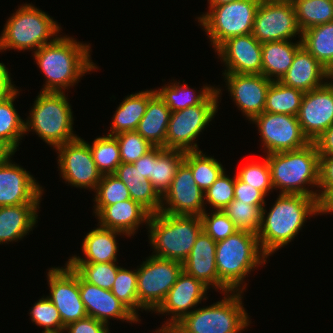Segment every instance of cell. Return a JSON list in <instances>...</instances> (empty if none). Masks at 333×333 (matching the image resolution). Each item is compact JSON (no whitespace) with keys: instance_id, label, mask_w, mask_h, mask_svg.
<instances>
[{"instance_id":"6da1fadb","label":"cell","mask_w":333,"mask_h":333,"mask_svg":"<svg viewBox=\"0 0 333 333\" xmlns=\"http://www.w3.org/2000/svg\"><path fill=\"white\" fill-rule=\"evenodd\" d=\"M90 52L89 43L62 34L35 51L33 58L46 78L41 92H65L76 86L82 76L98 69Z\"/></svg>"},{"instance_id":"7a4b0ae2","label":"cell","mask_w":333,"mask_h":333,"mask_svg":"<svg viewBox=\"0 0 333 333\" xmlns=\"http://www.w3.org/2000/svg\"><path fill=\"white\" fill-rule=\"evenodd\" d=\"M317 200L318 197L279 193L269 212L265 206L262 208L257 237L268 258L294 240L307 218L318 215Z\"/></svg>"},{"instance_id":"3957f363","label":"cell","mask_w":333,"mask_h":333,"mask_svg":"<svg viewBox=\"0 0 333 333\" xmlns=\"http://www.w3.org/2000/svg\"><path fill=\"white\" fill-rule=\"evenodd\" d=\"M267 258L260 248L257 234L250 231L238 230L217 242L215 260L220 293L244 292L247 286L244 278L266 264Z\"/></svg>"},{"instance_id":"277c9868","label":"cell","mask_w":333,"mask_h":333,"mask_svg":"<svg viewBox=\"0 0 333 333\" xmlns=\"http://www.w3.org/2000/svg\"><path fill=\"white\" fill-rule=\"evenodd\" d=\"M266 157L273 188L280 189V194L318 197V190L313 188H319L320 154L314 142L298 150L267 154Z\"/></svg>"},{"instance_id":"5b68a950","label":"cell","mask_w":333,"mask_h":333,"mask_svg":"<svg viewBox=\"0 0 333 333\" xmlns=\"http://www.w3.org/2000/svg\"><path fill=\"white\" fill-rule=\"evenodd\" d=\"M148 228L151 255L183 263L189 256L202 222L197 215L151 214ZM154 253V254H153Z\"/></svg>"},{"instance_id":"8992f818","label":"cell","mask_w":333,"mask_h":333,"mask_svg":"<svg viewBox=\"0 0 333 333\" xmlns=\"http://www.w3.org/2000/svg\"><path fill=\"white\" fill-rule=\"evenodd\" d=\"M15 11L1 32L0 52L17 49L34 53L60 35L61 25L32 3H23Z\"/></svg>"},{"instance_id":"52a82bcc","label":"cell","mask_w":333,"mask_h":333,"mask_svg":"<svg viewBox=\"0 0 333 333\" xmlns=\"http://www.w3.org/2000/svg\"><path fill=\"white\" fill-rule=\"evenodd\" d=\"M65 94L40 91L25 120V134L35 132L53 149L78 138L73 131L72 107Z\"/></svg>"},{"instance_id":"ba28073f","label":"cell","mask_w":333,"mask_h":333,"mask_svg":"<svg viewBox=\"0 0 333 333\" xmlns=\"http://www.w3.org/2000/svg\"><path fill=\"white\" fill-rule=\"evenodd\" d=\"M243 293H224L222 300L210 306L195 308L175 327L181 333H241L251 323L243 307Z\"/></svg>"},{"instance_id":"9c48e42d","label":"cell","mask_w":333,"mask_h":333,"mask_svg":"<svg viewBox=\"0 0 333 333\" xmlns=\"http://www.w3.org/2000/svg\"><path fill=\"white\" fill-rule=\"evenodd\" d=\"M260 2L261 0H236L209 8L208 12L197 17L213 50L216 51L230 38L252 34Z\"/></svg>"},{"instance_id":"30bf717a","label":"cell","mask_w":333,"mask_h":333,"mask_svg":"<svg viewBox=\"0 0 333 333\" xmlns=\"http://www.w3.org/2000/svg\"><path fill=\"white\" fill-rule=\"evenodd\" d=\"M221 88L216 90L202 103L183 110L171 112L166 135V149L184 152L201 151L195 142L202 131L218 112Z\"/></svg>"},{"instance_id":"8fae6325","label":"cell","mask_w":333,"mask_h":333,"mask_svg":"<svg viewBox=\"0 0 333 333\" xmlns=\"http://www.w3.org/2000/svg\"><path fill=\"white\" fill-rule=\"evenodd\" d=\"M183 270V263L150 255L137 267L139 305L146 312H155L165 300Z\"/></svg>"},{"instance_id":"7c38bea8","label":"cell","mask_w":333,"mask_h":333,"mask_svg":"<svg viewBox=\"0 0 333 333\" xmlns=\"http://www.w3.org/2000/svg\"><path fill=\"white\" fill-rule=\"evenodd\" d=\"M57 165L64 182L80 189L95 191L102 179L92 156L89 143L78 137L55 148Z\"/></svg>"},{"instance_id":"4fadbf2b","label":"cell","mask_w":333,"mask_h":333,"mask_svg":"<svg viewBox=\"0 0 333 333\" xmlns=\"http://www.w3.org/2000/svg\"><path fill=\"white\" fill-rule=\"evenodd\" d=\"M251 122L258 128L265 155L298 150L311 143L304 135L297 116L263 112Z\"/></svg>"},{"instance_id":"5bb4252c","label":"cell","mask_w":333,"mask_h":333,"mask_svg":"<svg viewBox=\"0 0 333 333\" xmlns=\"http://www.w3.org/2000/svg\"><path fill=\"white\" fill-rule=\"evenodd\" d=\"M252 35L260 42L292 40L302 31L297 23L293 3L261 0L255 14Z\"/></svg>"},{"instance_id":"9a60e30c","label":"cell","mask_w":333,"mask_h":333,"mask_svg":"<svg viewBox=\"0 0 333 333\" xmlns=\"http://www.w3.org/2000/svg\"><path fill=\"white\" fill-rule=\"evenodd\" d=\"M63 267H52L48 270L50 293L47 297L58 309L65 327L88 315L80 296L79 275L68 263Z\"/></svg>"},{"instance_id":"2e32d148","label":"cell","mask_w":333,"mask_h":333,"mask_svg":"<svg viewBox=\"0 0 333 333\" xmlns=\"http://www.w3.org/2000/svg\"><path fill=\"white\" fill-rule=\"evenodd\" d=\"M297 119L310 142H315L333 125V85L329 80L304 93Z\"/></svg>"},{"instance_id":"e0dca14e","label":"cell","mask_w":333,"mask_h":333,"mask_svg":"<svg viewBox=\"0 0 333 333\" xmlns=\"http://www.w3.org/2000/svg\"><path fill=\"white\" fill-rule=\"evenodd\" d=\"M206 286L202 281L195 279L184 270L179 274L176 283L171 287L165 300L154 313L171 315L165 324L174 327L186 315L190 314L199 304L206 301L209 296ZM194 308V309H192Z\"/></svg>"},{"instance_id":"ac0fdd59","label":"cell","mask_w":333,"mask_h":333,"mask_svg":"<svg viewBox=\"0 0 333 333\" xmlns=\"http://www.w3.org/2000/svg\"><path fill=\"white\" fill-rule=\"evenodd\" d=\"M205 210L204 193L196 184L191 169L183 162L162 196L160 212L200 216Z\"/></svg>"},{"instance_id":"d6986e66","label":"cell","mask_w":333,"mask_h":333,"mask_svg":"<svg viewBox=\"0 0 333 333\" xmlns=\"http://www.w3.org/2000/svg\"><path fill=\"white\" fill-rule=\"evenodd\" d=\"M44 189L33 175L10 159L0 161V207L40 203Z\"/></svg>"},{"instance_id":"ffe728a7","label":"cell","mask_w":333,"mask_h":333,"mask_svg":"<svg viewBox=\"0 0 333 333\" xmlns=\"http://www.w3.org/2000/svg\"><path fill=\"white\" fill-rule=\"evenodd\" d=\"M226 90L238 110L251 121L264 112L267 92L272 80L262 74L222 73Z\"/></svg>"},{"instance_id":"44dd1931","label":"cell","mask_w":333,"mask_h":333,"mask_svg":"<svg viewBox=\"0 0 333 333\" xmlns=\"http://www.w3.org/2000/svg\"><path fill=\"white\" fill-rule=\"evenodd\" d=\"M215 53L226 67L223 73L261 74L262 43L252 34L226 40Z\"/></svg>"},{"instance_id":"7402d4cb","label":"cell","mask_w":333,"mask_h":333,"mask_svg":"<svg viewBox=\"0 0 333 333\" xmlns=\"http://www.w3.org/2000/svg\"><path fill=\"white\" fill-rule=\"evenodd\" d=\"M79 291L89 317L109 325L110 319L139 323V320L112 292L90 284L79 276Z\"/></svg>"},{"instance_id":"603a6c76","label":"cell","mask_w":333,"mask_h":333,"mask_svg":"<svg viewBox=\"0 0 333 333\" xmlns=\"http://www.w3.org/2000/svg\"><path fill=\"white\" fill-rule=\"evenodd\" d=\"M150 216L145 207L132 199L104 206L95 215L100 227L120 231L127 237L134 236L142 223L147 227Z\"/></svg>"},{"instance_id":"cb8c5ba5","label":"cell","mask_w":333,"mask_h":333,"mask_svg":"<svg viewBox=\"0 0 333 333\" xmlns=\"http://www.w3.org/2000/svg\"><path fill=\"white\" fill-rule=\"evenodd\" d=\"M217 243L203 230L197 236L188 258L183 262V270L202 281L209 288L220 291L215 260ZM211 286V287H210Z\"/></svg>"},{"instance_id":"d4e9b609","label":"cell","mask_w":333,"mask_h":333,"mask_svg":"<svg viewBox=\"0 0 333 333\" xmlns=\"http://www.w3.org/2000/svg\"><path fill=\"white\" fill-rule=\"evenodd\" d=\"M329 74L330 72L301 46L279 82L305 93L325 84V81L329 80Z\"/></svg>"},{"instance_id":"484cf974","label":"cell","mask_w":333,"mask_h":333,"mask_svg":"<svg viewBox=\"0 0 333 333\" xmlns=\"http://www.w3.org/2000/svg\"><path fill=\"white\" fill-rule=\"evenodd\" d=\"M89 231L82 242V253L85 258L72 255L67 263H110L117 262L119 246L117 236L124 233L112 229H106L97 225Z\"/></svg>"},{"instance_id":"4316f807","label":"cell","mask_w":333,"mask_h":333,"mask_svg":"<svg viewBox=\"0 0 333 333\" xmlns=\"http://www.w3.org/2000/svg\"><path fill=\"white\" fill-rule=\"evenodd\" d=\"M40 203L0 207V244L22 240L38 223Z\"/></svg>"},{"instance_id":"83f0119b","label":"cell","mask_w":333,"mask_h":333,"mask_svg":"<svg viewBox=\"0 0 333 333\" xmlns=\"http://www.w3.org/2000/svg\"><path fill=\"white\" fill-rule=\"evenodd\" d=\"M114 175L126 185L133 201L140 203L151 214L160 212L162 196L133 164L121 163Z\"/></svg>"},{"instance_id":"f1b7e54d","label":"cell","mask_w":333,"mask_h":333,"mask_svg":"<svg viewBox=\"0 0 333 333\" xmlns=\"http://www.w3.org/2000/svg\"><path fill=\"white\" fill-rule=\"evenodd\" d=\"M171 110L156 93L149 101L146 112L136 131L153 147L166 149V135Z\"/></svg>"},{"instance_id":"f546056e","label":"cell","mask_w":333,"mask_h":333,"mask_svg":"<svg viewBox=\"0 0 333 333\" xmlns=\"http://www.w3.org/2000/svg\"><path fill=\"white\" fill-rule=\"evenodd\" d=\"M301 46V40L262 43L261 74L272 81H279L290 68L294 56Z\"/></svg>"},{"instance_id":"4dcf8cb0","label":"cell","mask_w":333,"mask_h":333,"mask_svg":"<svg viewBox=\"0 0 333 333\" xmlns=\"http://www.w3.org/2000/svg\"><path fill=\"white\" fill-rule=\"evenodd\" d=\"M155 94L156 89H150L127 95L117 107L110 125V132L107 134L114 136L125 131H136L146 112L148 101Z\"/></svg>"},{"instance_id":"1f68e13d","label":"cell","mask_w":333,"mask_h":333,"mask_svg":"<svg viewBox=\"0 0 333 333\" xmlns=\"http://www.w3.org/2000/svg\"><path fill=\"white\" fill-rule=\"evenodd\" d=\"M215 90L216 87L205 84L197 92L194 88L192 90L188 84H180V81H176L167 85L164 84L162 88L156 89V93L165 102L171 112H176L187 107L202 104Z\"/></svg>"},{"instance_id":"d6a6232c","label":"cell","mask_w":333,"mask_h":333,"mask_svg":"<svg viewBox=\"0 0 333 333\" xmlns=\"http://www.w3.org/2000/svg\"><path fill=\"white\" fill-rule=\"evenodd\" d=\"M302 46L330 73H333V21L302 32Z\"/></svg>"},{"instance_id":"836d02e7","label":"cell","mask_w":333,"mask_h":333,"mask_svg":"<svg viewBox=\"0 0 333 333\" xmlns=\"http://www.w3.org/2000/svg\"><path fill=\"white\" fill-rule=\"evenodd\" d=\"M184 158V151L154 147L152 178L149 181L161 196L170 188Z\"/></svg>"},{"instance_id":"e575fe53","label":"cell","mask_w":333,"mask_h":333,"mask_svg":"<svg viewBox=\"0 0 333 333\" xmlns=\"http://www.w3.org/2000/svg\"><path fill=\"white\" fill-rule=\"evenodd\" d=\"M20 94L15 87L0 101V139L4 140L15 152L25 134V120L21 119L14 107V101Z\"/></svg>"},{"instance_id":"d590c367","label":"cell","mask_w":333,"mask_h":333,"mask_svg":"<svg viewBox=\"0 0 333 333\" xmlns=\"http://www.w3.org/2000/svg\"><path fill=\"white\" fill-rule=\"evenodd\" d=\"M304 92L272 81L265 101L264 112L297 116Z\"/></svg>"},{"instance_id":"8d00e7d4","label":"cell","mask_w":333,"mask_h":333,"mask_svg":"<svg viewBox=\"0 0 333 333\" xmlns=\"http://www.w3.org/2000/svg\"><path fill=\"white\" fill-rule=\"evenodd\" d=\"M184 163L191 169L194 180L205 193L226 170L214 156H207L203 151L185 152Z\"/></svg>"},{"instance_id":"74e56055","label":"cell","mask_w":333,"mask_h":333,"mask_svg":"<svg viewBox=\"0 0 333 333\" xmlns=\"http://www.w3.org/2000/svg\"><path fill=\"white\" fill-rule=\"evenodd\" d=\"M293 6L302 32L333 21L332 0H297Z\"/></svg>"},{"instance_id":"f35d334b","label":"cell","mask_w":333,"mask_h":333,"mask_svg":"<svg viewBox=\"0 0 333 333\" xmlns=\"http://www.w3.org/2000/svg\"><path fill=\"white\" fill-rule=\"evenodd\" d=\"M93 160L102 175L114 174L122 163L118 141L114 136L105 134L89 143Z\"/></svg>"},{"instance_id":"ab89813d","label":"cell","mask_w":333,"mask_h":333,"mask_svg":"<svg viewBox=\"0 0 333 333\" xmlns=\"http://www.w3.org/2000/svg\"><path fill=\"white\" fill-rule=\"evenodd\" d=\"M110 263H68L85 281L102 289L111 290L121 266Z\"/></svg>"},{"instance_id":"60d3db41","label":"cell","mask_w":333,"mask_h":333,"mask_svg":"<svg viewBox=\"0 0 333 333\" xmlns=\"http://www.w3.org/2000/svg\"><path fill=\"white\" fill-rule=\"evenodd\" d=\"M94 193V215L104 206L131 199L126 185L114 174L103 175Z\"/></svg>"},{"instance_id":"b9f144b4","label":"cell","mask_w":333,"mask_h":333,"mask_svg":"<svg viewBox=\"0 0 333 333\" xmlns=\"http://www.w3.org/2000/svg\"><path fill=\"white\" fill-rule=\"evenodd\" d=\"M111 292L140 320L138 312H143L137 294V268L133 271L121 267L114 280ZM139 310V311H138Z\"/></svg>"},{"instance_id":"7bdbcfd3","label":"cell","mask_w":333,"mask_h":333,"mask_svg":"<svg viewBox=\"0 0 333 333\" xmlns=\"http://www.w3.org/2000/svg\"><path fill=\"white\" fill-rule=\"evenodd\" d=\"M266 205H251L233 200L222 211L233 221L239 230L258 233L261 224V210Z\"/></svg>"},{"instance_id":"ee69618b","label":"cell","mask_w":333,"mask_h":333,"mask_svg":"<svg viewBox=\"0 0 333 333\" xmlns=\"http://www.w3.org/2000/svg\"><path fill=\"white\" fill-rule=\"evenodd\" d=\"M243 165L245 166H242L236 172L237 177L244 183L261 191L267 197L269 192L274 190L267 157L265 156L261 162L252 161Z\"/></svg>"},{"instance_id":"f6af8a7d","label":"cell","mask_w":333,"mask_h":333,"mask_svg":"<svg viewBox=\"0 0 333 333\" xmlns=\"http://www.w3.org/2000/svg\"><path fill=\"white\" fill-rule=\"evenodd\" d=\"M29 313L31 321L35 325L44 327L42 332L58 333L64 331L58 309L47 296H43L35 302Z\"/></svg>"},{"instance_id":"bcb514c9","label":"cell","mask_w":333,"mask_h":333,"mask_svg":"<svg viewBox=\"0 0 333 333\" xmlns=\"http://www.w3.org/2000/svg\"><path fill=\"white\" fill-rule=\"evenodd\" d=\"M114 137L118 141L122 163L132 164L153 148L137 131L121 132Z\"/></svg>"},{"instance_id":"7dc6e473","label":"cell","mask_w":333,"mask_h":333,"mask_svg":"<svg viewBox=\"0 0 333 333\" xmlns=\"http://www.w3.org/2000/svg\"><path fill=\"white\" fill-rule=\"evenodd\" d=\"M202 230L208 234L216 243L235 234L239 229L233 221L222 211L206 210L200 215Z\"/></svg>"},{"instance_id":"c3c4849f","label":"cell","mask_w":333,"mask_h":333,"mask_svg":"<svg viewBox=\"0 0 333 333\" xmlns=\"http://www.w3.org/2000/svg\"><path fill=\"white\" fill-rule=\"evenodd\" d=\"M236 175L231 178L226 171L214 182L213 185L204 193L205 209L206 204L212 207V210H223L234 200Z\"/></svg>"},{"instance_id":"681fc988","label":"cell","mask_w":333,"mask_h":333,"mask_svg":"<svg viewBox=\"0 0 333 333\" xmlns=\"http://www.w3.org/2000/svg\"><path fill=\"white\" fill-rule=\"evenodd\" d=\"M265 197L266 196L261 191L255 189L251 185L244 183L236 175L234 200H239L251 205H267L265 203Z\"/></svg>"},{"instance_id":"f907efd6","label":"cell","mask_w":333,"mask_h":333,"mask_svg":"<svg viewBox=\"0 0 333 333\" xmlns=\"http://www.w3.org/2000/svg\"><path fill=\"white\" fill-rule=\"evenodd\" d=\"M109 326L93 317L87 316L86 318L72 322L64 327L63 332L68 333H110Z\"/></svg>"},{"instance_id":"816d5d0a","label":"cell","mask_w":333,"mask_h":333,"mask_svg":"<svg viewBox=\"0 0 333 333\" xmlns=\"http://www.w3.org/2000/svg\"><path fill=\"white\" fill-rule=\"evenodd\" d=\"M319 187H333V155L320 156Z\"/></svg>"},{"instance_id":"f5cc1de1","label":"cell","mask_w":333,"mask_h":333,"mask_svg":"<svg viewBox=\"0 0 333 333\" xmlns=\"http://www.w3.org/2000/svg\"><path fill=\"white\" fill-rule=\"evenodd\" d=\"M317 207L318 215L333 213V187H319Z\"/></svg>"},{"instance_id":"db71d44e","label":"cell","mask_w":333,"mask_h":333,"mask_svg":"<svg viewBox=\"0 0 333 333\" xmlns=\"http://www.w3.org/2000/svg\"><path fill=\"white\" fill-rule=\"evenodd\" d=\"M320 156L333 155V125L314 142Z\"/></svg>"},{"instance_id":"11a10c76","label":"cell","mask_w":333,"mask_h":333,"mask_svg":"<svg viewBox=\"0 0 333 333\" xmlns=\"http://www.w3.org/2000/svg\"><path fill=\"white\" fill-rule=\"evenodd\" d=\"M154 163V147L140 157L136 162L132 163L140 174L150 180L152 178V169Z\"/></svg>"},{"instance_id":"9f6ffc18","label":"cell","mask_w":333,"mask_h":333,"mask_svg":"<svg viewBox=\"0 0 333 333\" xmlns=\"http://www.w3.org/2000/svg\"><path fill=\"white\" fill-rule=\"evenodd\" d=\"M13 83L8 68L0 62V101L16 87Z\"/></svg>"},{"instance_id":"6f0895ef","label":"cell","mask_w":333,"mask_h":333,"mask_svg":"<svg viewBox=\"0 0 333 333\" xmlns=\"http://www.w3.org/2000/svg\"><path fill=\"white\" fill-rule=\"evenodd\" d=\"M15 151L2 139H0V161L12 158Z\"/></svg>"},{"instance_id":"680465c9","label":"cell","mask_w":333,"mask_h":333,"mask_svg":"<svg viewBox=\"0 0 333 333\" xmlns=\"http://www.w3.org/2000/svg\"><path fill=\"white\" fill-rule=\"evenodd\" d=\"M236 0H208V8H212L214 6H219L225 3H230Z\"/></svg>"},{"instance_id":"91938a15","label":"cell","mask_w":333,"mask_h":333,"mask_svg":"<svg viewBox=\"0 0 333 333\" xmlns=\"http://www.w3.org/2000/svg\"><path fill=\"white\" fill-rule=\"evenodd\" d=\"M162 327L156 329L155 333H171V327L166 325H161Z\"/></svg>"},{"instance_id":"94428289","label":"cell","mask_w":333,"mask_h":333,"mask_svg":"<svg viewBox=\"0 0 333 333\" xmlns=\"http://www.w3.org/2000/svg\"><path fill=\"white\" fill-rule=\"evenodd\" d=\"M274 1L285 2V3H294L297 0H274Z\"/></svg>"},{"instance_id":"6125c7cd","label":"cell","mask_w":333,"mask_h":333,"mask_svg":"<svg viewBox=\"0 0 333 333\" xmlns=\"http://www.w3.org/2000/svg\"><path fill=\"white\" fill-rule=\"evenodd\" d=\"M171 333H181L175 326L171 327Z\"/></svg>"},{"instance_id":"be15d7a7","label":"cell","mask_w":333,"mask_h":333,"mask_svg":"<svg viewBox=\"0 0 333 333\" xmlns=\"http://www.w3.org/2000/svg\"><path fill=\"white\" fill-rule=\"evenodd\" d=\"M329 81L332 83V85H333V73H330L329 74Z\"/></svg>"}]
</instances>
